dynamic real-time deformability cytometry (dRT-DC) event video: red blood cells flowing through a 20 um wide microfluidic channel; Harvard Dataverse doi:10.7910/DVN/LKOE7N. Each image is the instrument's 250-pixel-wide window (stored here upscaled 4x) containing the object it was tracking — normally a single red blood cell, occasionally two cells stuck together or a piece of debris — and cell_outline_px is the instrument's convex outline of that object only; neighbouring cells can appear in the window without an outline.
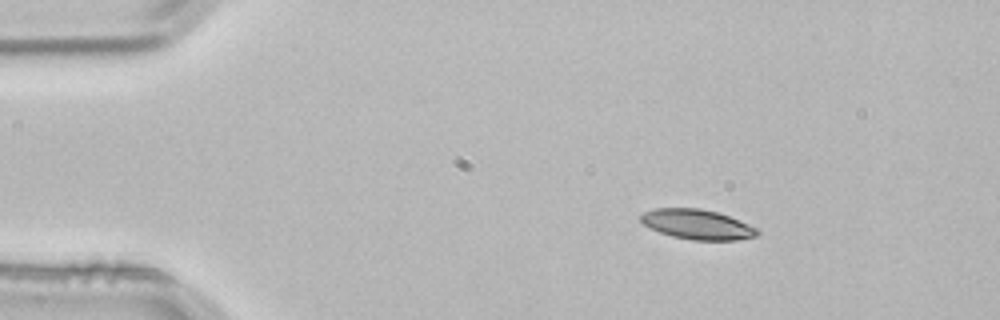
{"species": "common noctule bat (a hibernating species)", "species_latin": "Nyctalus noctula", "temperature_condition": "room temperature", "stored_images_in_passage": 2, "camera_frame_rate_fps": 3000, "um_per_image_px": 0.085, "animal": {"sex": "male", "body_mass_g": 21.5, "forearm_length_mm": 52.0}, "frame": {"image": 1, "passage_image": 1, "time_ms": 0.0, "image_size_px": [1000, 320], "cell_outline_px": [[760, 232], [756, 236], [736, 240], [692, 240], [672, 236], [660, 232], [644, 224], [640, 220], [640, 216], [644, 212], [656, 208], [700, 208], [716, 212], [728, 216], [760, 228]], "centroid_in_image_um": [59.3, 19.07], "position_along_channel_um": 25.7, "area_um2": 20.23}}
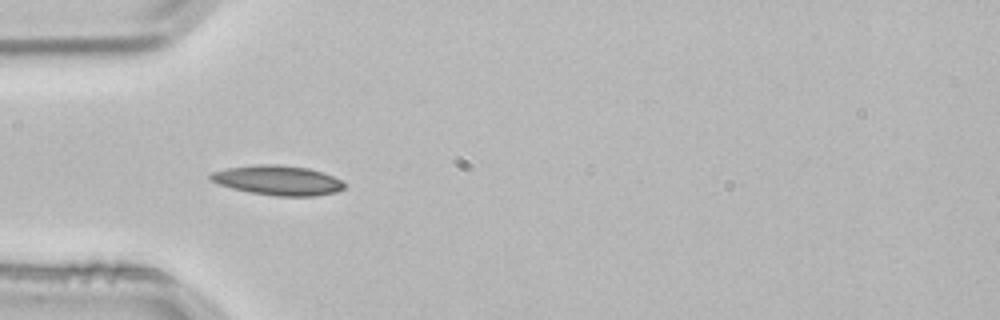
{"frame": {"image": 2, "passage_image": 2, "time_ms": 0.333, "image_size_px": [1000, 320], "cell_outline_px": [[344, 188], [336, 192], [316, 196], [276, 196], [248, 192], [232, 188], [208, 180], [208, 176], [212, 172], [228, 168], [256, 164], [276, 164], [308, 168], [332, 176], [340, 180], [344, 184]], "centroid_in_image_um": [23.58, 15.33], "position_along_channel_um": 61.4, "area_um2": 23.06}}